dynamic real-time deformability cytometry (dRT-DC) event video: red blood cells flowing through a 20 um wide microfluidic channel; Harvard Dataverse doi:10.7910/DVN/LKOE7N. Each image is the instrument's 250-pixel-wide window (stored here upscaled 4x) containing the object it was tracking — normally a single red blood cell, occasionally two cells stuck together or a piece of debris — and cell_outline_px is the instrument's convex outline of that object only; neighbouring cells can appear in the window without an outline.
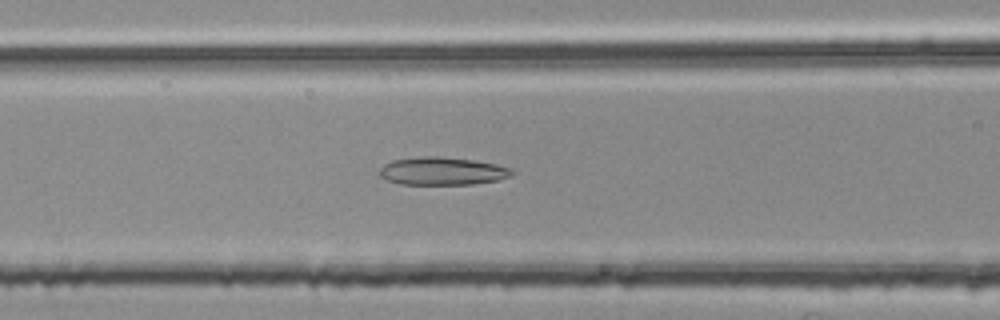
{"species": "common noctule bat (a hibernating species)", "species_latin": "Nyctalus noctula", "temperature_condition": "room temperature", "stored_images_in_passage": 47, "camera_frame_rate_fps": 3000, "um_per_image_px": 0.085, "animal": {"sex": "female", "body_mass_g": 25.1}, "frame": {"image": 1, "passage_image": 15, "time_ms": 4.667, "image_size_px": [1000, 320], "cell_outline_px": [[516, 172], [512, 176], [496, 180], [472, 184], [400, 184], [388, 180], [380, 176], [380, 168], [384, 164], [392, 160], [420, 156], [440, 156], [472, 160], [496, 164], [512, 168]], "centroid_in_image_um": [37.61, 14.53], "position_along_channel_um": 129.0, "area_um2": 21.56}}
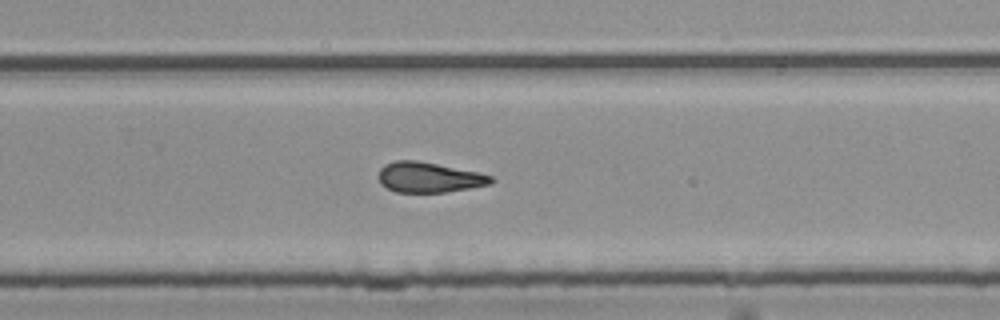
{"frame": {"image": 2, "passage_image": 28, "time_ms": 9.0, "image_size_px": [1000, 320], "cell_outline_px": [[496, 180], [492, 184], [444, 192], [396, 192], [380, 184], [376, 176], [380, 168], [384, 164], [396, 160], [416, 160], [480, 172], [492, 176]], "centroid_in_image_um": [36.45, 15.06], "position_along_channel_um": 293.4, "area_um2": 20.06}}
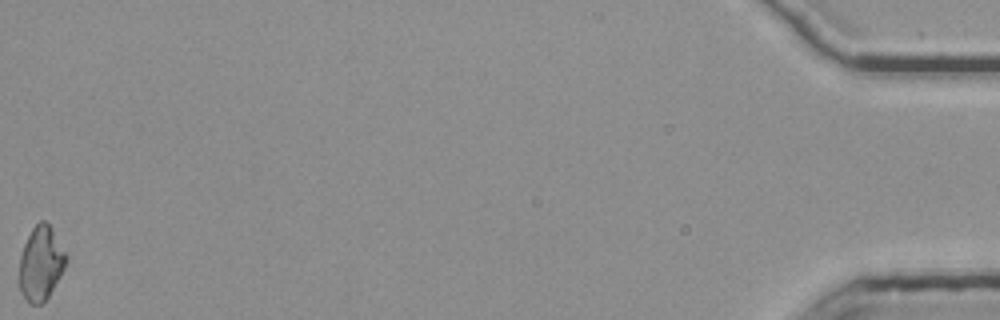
{"frame": {"image": 3, "passage_image": 47, "time_ms": 15.333, "image_size_px": [1000, 320], "cell_outline_px": [[68, 260], [60, 276], [44, 304], [28, 304], [20, 292], [20, 256], [24, 244], [32, 228], [40, 220], [44, 220], [52, 228], [68, 256]], "centroid_in_image_um": [3.48, 22.4], "position_along_channel_um": 431.7, "area_um2": 20.29}, "authors_computed_cell_mechanics": {"area_um2": 20.4034, "velocity_mm_per_s": 3.8006, "shape_relaxation_time_tau1_ms": null, "shape_relaxation_time_tau2_ms": 3.9087, "deformation_change_tau1": null, "deformation_change_tau2": 0.127}}